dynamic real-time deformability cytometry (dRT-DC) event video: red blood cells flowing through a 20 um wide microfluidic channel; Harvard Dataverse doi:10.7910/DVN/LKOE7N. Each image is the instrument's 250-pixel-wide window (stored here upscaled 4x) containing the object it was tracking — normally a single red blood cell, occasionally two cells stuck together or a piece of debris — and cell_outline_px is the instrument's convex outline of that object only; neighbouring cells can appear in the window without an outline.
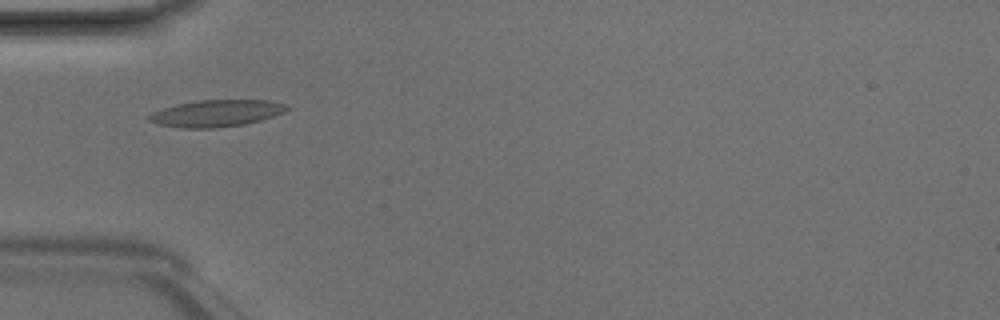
{"species": "Egyptian fruit bat (a non-hibernating species)", "species_latin": "Rousettus aegyptiacus", "temperature_condition": "room temperature", "stored_images_in_passage": 4, "camera_frame_rate_fps": 3000, "um_per_image_px": 0.085, "animal": {"sex": "male"}, "frame": {"image": 1, "passage_image": 4, "time_ms": 1.0, "image_size_px": [1000, 320], "cell_outline_px": [[288, 108], [284, 112], [260, 120], [244, 124], [216, 128], [180, 128], [156, 124], [148, 120], [148, 116], [152, 112], [160, 108], [176, 104], [200, 100], [268, 100], [284, 104]], "centroid_in_image_um": [18.31, 9.63], "position_along_channel_um": 66.7, "area_um2": 21.5}}